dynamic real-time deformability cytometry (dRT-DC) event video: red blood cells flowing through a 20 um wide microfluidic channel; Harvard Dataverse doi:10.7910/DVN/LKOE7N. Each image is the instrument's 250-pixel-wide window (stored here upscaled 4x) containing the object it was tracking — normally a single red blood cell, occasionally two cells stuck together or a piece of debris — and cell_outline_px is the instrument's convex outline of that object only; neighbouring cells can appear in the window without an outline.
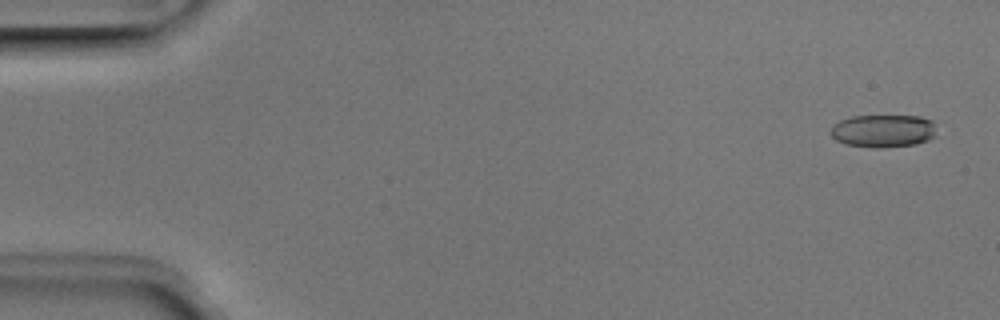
{"species": "Egyptian fruit bat (a non-hibernating species)", "species_latin": "Rousettus aegyptiacus", "temperature_condition": "room temperature", "stored_images_in_passage": 8, "camera_frame_rate_fps": 3000, "um_per_image_px": 0.085, "animal": {"sex": "male"}, "frame": {"image": 1, "passage_image": 1, "time_ms": 0.0, "image_size_px": [1000, 320], "cell_outline_px": [[936, 136], [928, 140], [916, 144], [876, 148], [872, 148], [844, 144], [836, 140], [832, 136], [832, 124], [840, 120], [852, 116], [920, 116], [932, 120]], "centroid_in_image_um": [75.07, 11.13], "position_along_channel_um": 9.9, "area_um2": 20.29}}
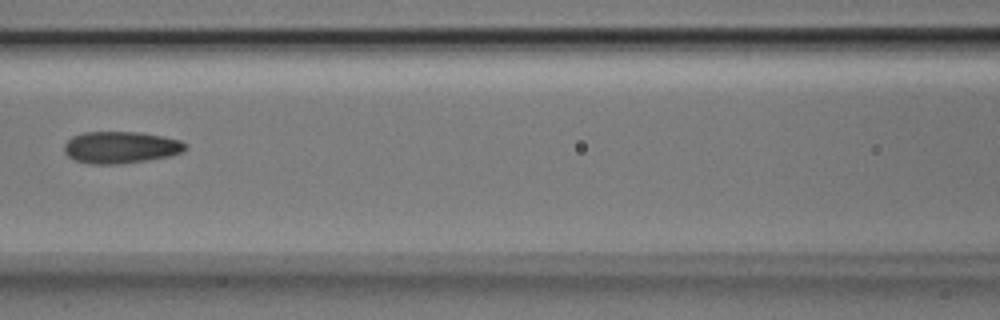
{"frame": {"image": 2, "passage_image": 7, "time_ms": 2.0, "image_size_px": [1000, 320], "cell_outline_px": [[188, 148], [172, 156], [116, 164], [88, 164], [76, 160], [68, 156], [64, 152], [64, 144], [72, 136], [84, 132], [140, 132], [180, 140], [188, 144]], "centroid_in_image_um": [10.25, 12.52], "position_along_channel_um": 156.3, "area_um2": 22.48}}
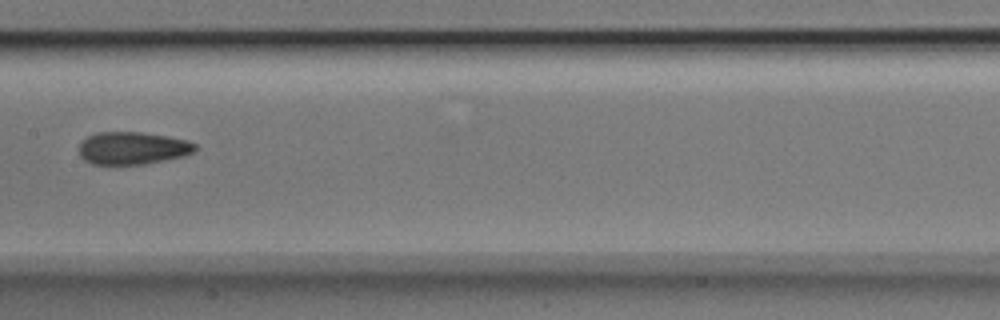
{"frame": {"image": 3, "passage_image": 8, "time_ms": 2.333, "image_size_px": [1000, 320], "cell_outline_px": [[196, 148], [192, 152], [184, 156], [144, 164], [92, 164], [84, 160], [80, 156], [80, 144], [88, 136], [96, 132], [140, 132], [168, 136], [188, 140], [196, 144]], "centroid_in_image_um": [11.27, 12.58], "position_along_channel_um": 196.1, "area_um2": 21.96}}